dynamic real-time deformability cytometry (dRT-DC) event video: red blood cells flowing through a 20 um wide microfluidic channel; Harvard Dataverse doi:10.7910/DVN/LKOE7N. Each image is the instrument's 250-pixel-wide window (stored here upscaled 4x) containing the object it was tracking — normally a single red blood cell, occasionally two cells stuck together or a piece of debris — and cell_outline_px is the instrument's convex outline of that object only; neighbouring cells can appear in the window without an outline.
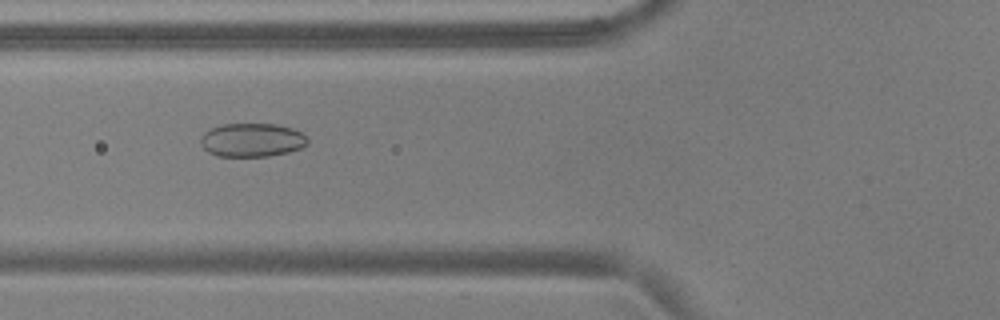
{"species": "common noctule bat (a hibernating species)", "species_latin": "Nyctalus noctula", "temperature_condition": "warm", "stored_images_in_passage": 42, "camera_frame_rate_fps": 3000, "um_per_image_px": 0.085, "animal": {"sex": "male", "body_mass_g": 17.9, "forearm_length_mm": 54.2}, "frame": {"image": 1, "passage_image": 9, "time_ms": 2.667, "image_size_px": [1000, 320], "cell_outline_px": [[308, 144], [300, 148], [288, 152], [268, 156], [216, 156], [208, 152], [200, 144], [200, 136], [204, 132], [220, 124], [276, 124], [292, 128], [308, 136]], "centroid_in_image_um": [21.41, 11.9], "position_along_channel_um": 104.4, "area_um2": 21.1}}
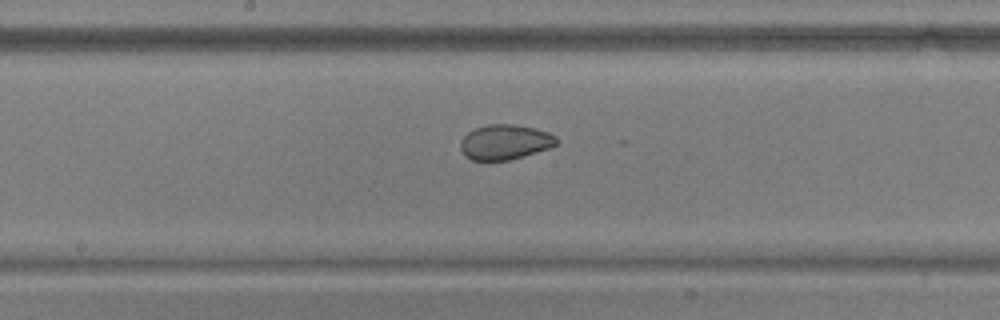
{"frame": {"image": 2, "passage_image": 17, "time_ms": 5.333, "image_size_px": [1000, 320], "cell_outline_px": [[556, 144], [548, 148], [508, 160], [472, 160], [464, 156], [460, 148], [460, 140], [468, 132], [476, 128], [488, 124], [516, 124], [536, 128], [548, 132], [556, 136]], "centroid_in_image_um": [42.88, 12.06], "position_along_channel_um": 205.3, "area_um2": 19.48}}
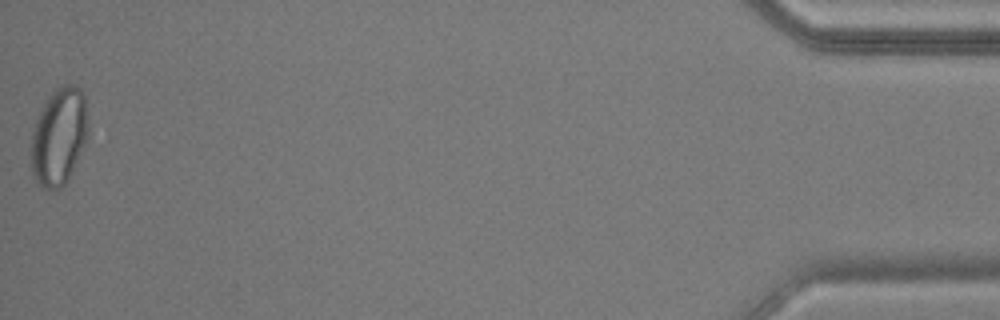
{"frame": {"image": 3, "passage_image": 42, "time_ms": 13.667, "image_size_px": [1000, 320], "cell_outline_px": [[88, 132], [84, 144], [72, 172], [68, 180], [60, 188], [44, 188], [36, 180], [32, 172], [32, 132], [36, 120], [48, 96], [56, 88], [64, 84], [76, 84], [80, 88], [84, 96], [88, 128]], "centroid_in_image_um": [5.02, 11.57], "position_along_channel_um": 430.2, "area_um2": 31.91}, "authors_computed_cell_mechanics": {"area_um2": 21.9929, "velocity_mm_per_s": 3.7653, "shape_relaxation_time_tau1_ms": 6.4551, "shape_relaxation_time_tau2_ms": 1.2734, "deformation_change_tau1": 0.1267, "deformation_change_tau2": 0.0445}}